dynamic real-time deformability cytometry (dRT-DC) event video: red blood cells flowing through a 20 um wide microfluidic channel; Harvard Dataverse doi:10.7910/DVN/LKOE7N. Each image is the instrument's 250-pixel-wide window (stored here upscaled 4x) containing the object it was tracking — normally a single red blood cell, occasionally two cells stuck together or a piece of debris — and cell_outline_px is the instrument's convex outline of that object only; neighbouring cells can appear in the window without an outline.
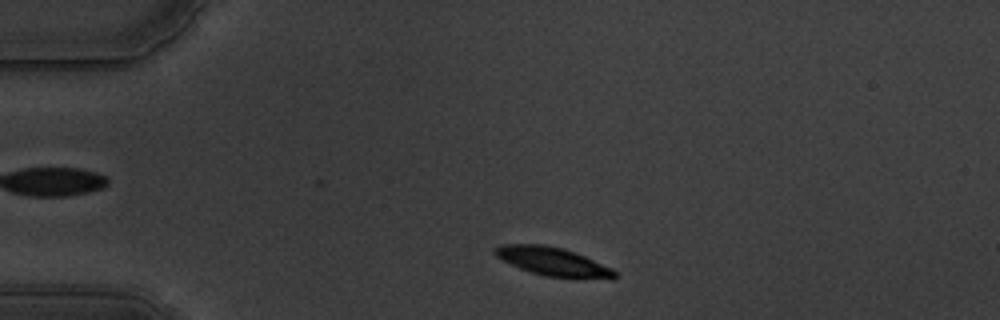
{"species": "common noctule bat (a hibernating species)", "species_latin": "Nyctalus noctula", "temperature_condition": "warm", "stored_images_in_passage": 49, "camera_frame_rate_fps": 3000, "um_per_image_px": 0.085, "animal": {"sex": "male", "body_mass_g": 19.5, "forearm_length_mm": 54.6}, "frame": {"image": 1, "passage_image": 4, "time_ms": 1.0, "image_size_px": [1000, 320], "cell_outline_px": [[616, 276], [612, 280], [544, 276], [520, 268], [496, 256], [492, 252], [500, 244], [544, 244], [564, 248], [576, 252], [612, 268], [616, 272]], "centroid_in_image_um": [47.05, 22.23], "position_along_channel_um": 38.0, "area_um2": 20.0}}
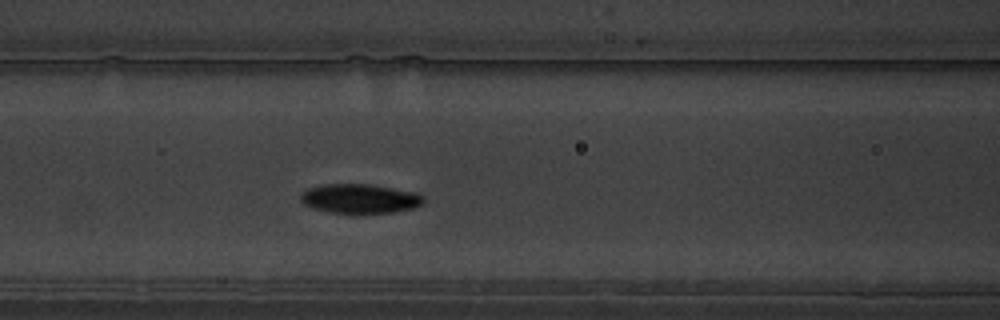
{"frame": {"image": 2, "passage_image": 16, "time_ms": 5.0, "image_size_px": [1000, 320], "cell_outline_px": [[424, 204], [412, 208], [396, 212], [356, 216], [328, 212], [312, 208], [304, 204], [300, 200], [300, 196], [308, 188], [324, 184], [368, 184], [416, 192], [424, 196]], "centroid_in_image_um": [30.6, 16.93], "position_along_channel_um": 136.0, "area_um2": 21.79}}
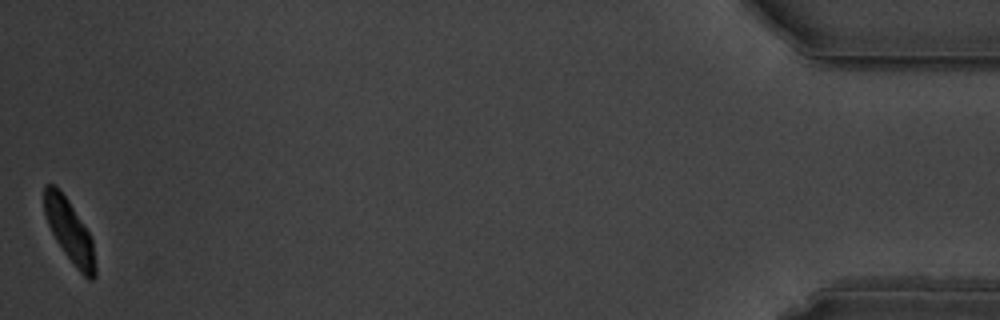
{"frame": {"image": 3, "passage_image": 49, "time_ms": 16.0, "image_size_px": [1000, 320], "cell_outline_px": [[96, 276], [92, 280], [88, 280], [76, 268], [64, 252], [56, 240], [48, 224], [44, 212], [44, 184], [56, 184], [68, 200], [88, 232], [92, 240], [96, 268]], "centroid_in_image_um": [5.9, 19.64], "position_along_channel_um": 429.3, "area_um2": 18.38}, "authors_computed_cell_mechanics": {"area_um2": 20.7502, "velocity_mm_per_s": 3.4718, "shape_relaxation_time_tau1_ms": 2.5122, "shape_relaxation_time_tau2_ms": 2.5973, "deformation_change_tau1": 0.1285, "deformation_change_tau2": 0.0453}}